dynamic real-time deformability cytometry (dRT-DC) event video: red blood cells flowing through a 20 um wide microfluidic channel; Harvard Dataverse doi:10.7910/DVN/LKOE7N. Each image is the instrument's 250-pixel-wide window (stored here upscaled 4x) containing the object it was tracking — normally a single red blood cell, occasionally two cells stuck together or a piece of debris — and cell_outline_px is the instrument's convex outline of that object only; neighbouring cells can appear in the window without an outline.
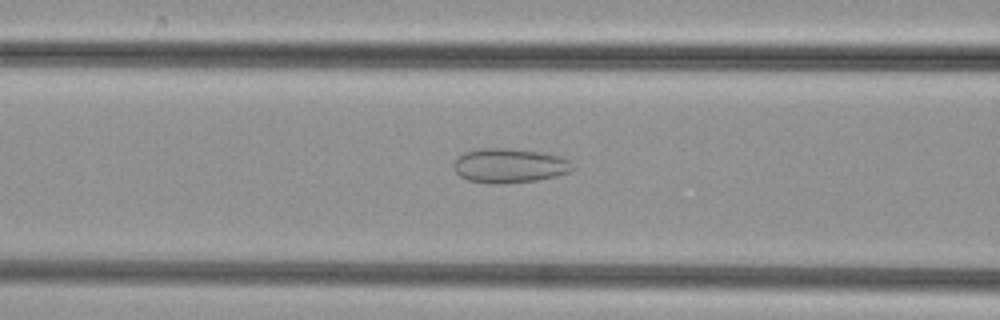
{"species": "common noctule bat (a hibernating species)", "species_latin": "Nyctalus noctula", "temperature_condition": "cold", "stored_images_in_passage": 47, "camera_frame_rate_fps": 3000, "um_per_image_px": 0.085, "animal": {"sex": "female", "body_mass_g": 29.2, "forearm_length_mm": 56.3}, "frame": {"image": 1, "passage_image": 19, "time_ms": 6.0, "image_size_px": [1000, 320], "cell_outline_px": [[576, 168], [568, 172], [556, 176], [536, 180], [500, 184], [496, 184], [468, 180], [460, 176], [456, 172], [456, 160], [464, 152], [480, 148], [508, 148], [540, 152], [556, 156], [568, 160]], "centroid_in_image_um": [43.31, 14.08], "position_along_channel_um": 123.3, "area_um2": 23.47}}
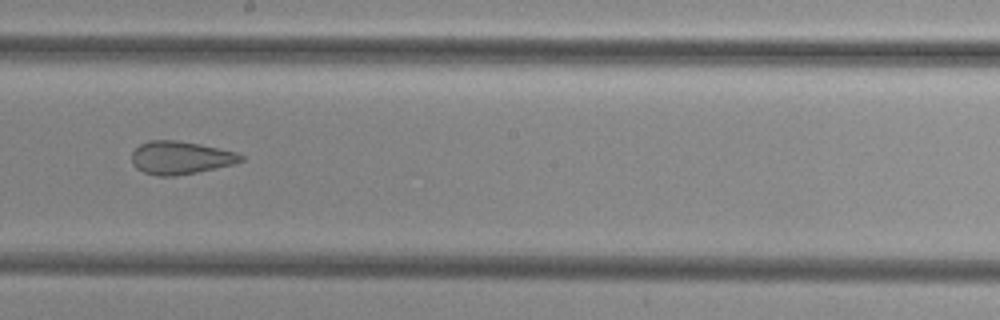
{"frame": {"image": 2, "passage_image": 27, "time_ms": 8.667, "image_size_px": [1000, 320], "cell_outline_px": [[244, 160], [232, 164], [196, 172], [176, 176], [156, 176], [144, 172], [136, 168], [132, 164], [132, 152], [140, 144], [148, 140], [176, 140], [200, 144], [236, 152], [244, 156]], "centroid_in_image_um": [15.31, 13.4], "position_along_channel_um": 232.9, "area_um2": 20.92}}
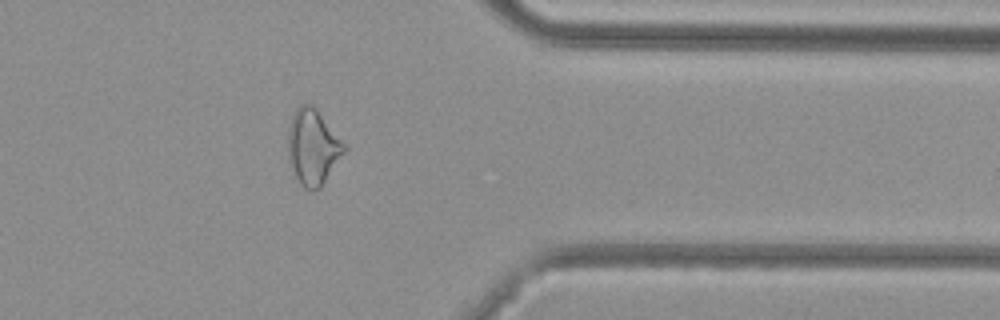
{"frame": {"image": 3, "passage_image": 39, "time_ms": 12.667, "image_size_px": [1000, 320], "cell_outline_px": [[348, 148], [320, 188], [304, 188], [300, 184], [292, 168], [288, 156], [288, 128], [292, 116], [296, 108], [300, 104], [312, 104], [316, 108], [348, 144]], "centroid_in_image_um": [26.63, 12.45], "position_along_channel_um": 384.8, "area_um2": 24.91}}